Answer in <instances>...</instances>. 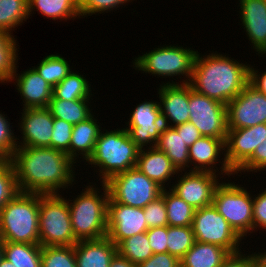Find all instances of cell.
Returning a JSON list of instances; mask_svg holds the SVG:
<instances>
[{"instance_id":"1","label":"cell","mask_w":266,"mask_h":267,"mask_svg":"<svg viewBox=\"0 0 266 267\" xmlns=\"http://www.w3.org/2000/svg\"><path fill=\"white\" fill-rule=\"evenodd\" d=\"M10 161L19 192L60 194V190H69L76 184V163L56 149L17 147Z\"/></svg>"},{"instance_id":"2","label":"cell","mask_w":266,"mask_h":267,"mask_svg":"<svg viewBox=\"0 0 266 267\" xmlns=\"http://www.w3.org/2000/svg\"><path fill=\"white\" fill-rule=\"evenodd\" d=\"M212 52L196 53L189 84L198 93L227 105L249 83L250 65L224 53Z\"/></svg>"},{"instance_id":"3","label":"cell","mask_w":266,"mask_h":267,"mask_svg":"<svg viewBox=\"0 0 266 267\" xmlns=\"http://www.w3.org/2000/svg\"><path fill=\"white\" fill-rule=\"evenodd\" d=\"M139 151L125 128H103L86 165L96 168L100 183H105L115 174L135 168Z\"/></svg>"},{"instance_id":"4","label":"cell","mask_w":266,"mask_h":267,"mask_svg":"<svg viewBox=\"0 0 266 267\" xmlns=\"http://www.w3.org/2000/svg\"><path fill=\"white\" fill-rule=\"evenodd\" d=\"M99 184L102 186L103 192L95 183L92 185L89 183L76 198L67 199L72 231L78 241L100 239L107 236V213L110 196L107 185L105 183Z\"/></svg>"},{"instance_id":"5","label":"cell","mask_w":266,"mask_h":267,"mask_svg":"<svg viewBox=\"0 0 266 267\" xmlns=\"http://www.w3.org/2000/svg\"><path fill=\"white\" fill-rule=\"evenodd\" d=\"M0 239L40 244L39 193L18 192L1 208Z\"/></svg>"},{"instance_id":"6","label":"cell","mask_w":266,"mask_h":267,"mask_svg":"<svg viewBox=\"0 0 266 267\" xmlns=\"http://www.w3.org/2000/svg\"><path fill=\"white\" fill-rule=\"evenodd\" d=\"M198 50L194 48H187L184 46L161 45L148 53H142L135 57L133 62V68L141 73L150 74L152 76H161V78H171L178 76L180 84L189 83L192 77V71L194 66L195 56ZM185 76V77H181ZM186 78V79H185Z\"/></svg>"},{"instance_id":"7","label":"cell","mask_w":266,"mask_h":267,"mask_svg":"<svg viewBox=\"0 0 266 267\" xmlns=\"http://www.w3.org/2000/svg\"><path fill=\"white\" fill-rule=\"evenodd\" d=\"M39 239L41 246H73L78 242L69 204L62 194L39 193Z\"/></svg>"},{"instance_id":"8","label":"cell","mask_w":266,"mask_h":267,"mask_svg":"<svg viewBox=\"0 0 266 267\" xmlns=\"http://www.w3.org/2000/svg\"><path fill=\"white\" fill-rule=\"evenodd\" d=\"M238 184L239 181L237 184L222 181L215 189L213 205L244 240L253 234L254 194Z\"/></svg>"},{"instance_id":"9","label":"cell","mask_w":266,"mask_h":267,"mask_svg":"<svg viewBox=\"0 0 266 267\" xmlns=\"http://www.w3.org/2000/svg\"><path fill=\"white\" fill-rule=\"evenodd\" d=\"M105 184L109 196L117 203L144 208L161 195L163 188L136 167L115 174Z\"/></svg>"},{"instance_id":"10","label":"cell","mask_w":266,"mask_h":267,"mask_svg":"<svg viewBox=\"0 0 266 267\" xmlns=\"http://www.w3.org/2000/svg\"><path fill=\"white\" fill-rule=\"evenodd\" d=\"M192 229L197 242L214 244L230 253L241 251L245 243L213 204L195 210Z\"/></svg>"},{"instance_id":"11","label":"cell","mask_w":266,"mask_h":267,"mask_svg":"<svg viewBox=\"0 0 266 267\" xmlns=\"http://www.w3.org/2000/svg\"><path fill=\"white\" fill-rule=\"evenodd\" d=\"M189 110V121L202 136L226 139L228 131L226 105L198 93L189 84Z\"/></svg>"},{"instance_id":"12","label":"cell","mask_w":266,"mask_h":267,"mask_svg":"<svg viewBox=\"0 0 266 267\" xmlns=\"http://www.w3.org/2000/svg\"><path fill=\"white\" fill-rule=\"evenodd\" d=\"M158 102L145 99L135 106L129 121L125 122L128 126L125 129L140 149L155 147L165 126Z\"/></svg>"},{"instance_id":"13","label":"cell","mask_w":266,"mask_h":267,"mask_svg":"<svg viewBox=\"0 0 266 267\" xmlns=\"http://www.w3.org/2000/svg\"><path fill=\"white\" fill-rule=\"evenodd\" d=\"M176 178L169 189L193 208L200 209L213 204L214 192L222 177L206 171H179Z\"/></svg>"},{"instance_id":"14","label":"cell","mask_w":266,"mask_h":267,"mask_svg":"<svg viewBox=\"0 0 266 267\" xmlns=\"http://www.w3.org/2000/svg\"><path fill=\"white\" fill-rule=\"evenodd\" d=\"M226 108L228 129L248 128L266 123V95L250 83Z\"/></svg>"},{"instance_id":"15","label":"cell","mask_w":266,"mask_h":267,"mask_svg":"<svg viewBox=\"0 0 266 267\" xmlns=\"http://www.w3.org/2000/svg\"><path fill=\"white\" fill-rule=\"evenodd\" d=\"M147 222L144 209L108 201L107 237L117 246L121 241L133 235L146 232Z\"/></svg>"},{"instance_id":"16","label":"cell","mask_w":266,"mask_h":267,"mask_svg":"<svg viewBox=\"0 0 266 267\" xmlns=\"http://www.w3.org/2000/svg\"><path fill=\"white\" fill-rule=\"evenodd\" d=\"M225 140L226 139L204 136L196 140L189 147L191 168H189L188 171H206L215 174L218 172L219 176L222 177V180L226 175L228 176V179L230 176L234 178L235 173L230 169L225 158ZM216 165H219V169Z\"/></svg>"},{"instance_id":"17","label":"cell","mask_w":266,"mask_h":267,"mask_svg":"<svg viewBox=\"0 0 266 267\" xmlns=\"http://www.w3.org/2000/svg\"><path fill=\"white\" fill-rule=\"evenodd\" d=\"M18 130L19 139L16 137L18 147H50L53 134L54 118L46 108L22 109ZM21 140V141H20Z\"/></svg>"},{"instance_id":"18","label":"cell","mask_w":266,"mask_h":267,"mask_svg":"<svg viewBox=\"0 0 266 267\" xmlns=\"http://www.w3.org/2000/svg\"><path fill=\"white\" fill-rule=\"evenodd\" d=\"M265 137L266 123L248 128L228 129L225 158L234 173L252 156Z\"/></svg>"},{"instance_id":"19","label":"cell","mask_w":266,"mask_h":267,"mask_svg":"<svg viewBox=\"0 0 266 267\" xmlns=\"http://www.w3.org/2000/svg\"><path fill=\"white\" fill-rule=\"evenodd\" d=\"M161 83L157 93L164 124L175 127L188 122L190 119L189 83L179 84L173 80Z\"/></svg>"},{"instance_id":"20","label":"cell","mask_w":266,"mask_h":267,"mask_svg":"<svg viewBox=\"0 0 266 267\" xmlns=\"http://www.w3.org/2000/svg\"><path fill=\"white\" fill-rule=\"evenodd\" d=\"M239 17L252 50L266 56V1L239 0ZM261 54V55H260Z\"/></svg>"},{"instance_id":"21","label":"cell","mask_w":266,"mask_h":267,"mask_svg":"<svg viewBox=\"0 0 266 267\" xmlns=\"http://www.w3.org/2000/svg\"><path fill=\"white\" fill-rule=\"evenodd\" d=\"M15 81L23 109L46 108L53 97L51 87L32 67L18 74L17 69L10 82ZM17 83V84H16Z\"/></svg>"},{"instance_id":"22","label":"cell","mask_w":266,"mask_h":267,"mask_svg":"<svg viewBox=\"0 0 266 267\" xmlns=\"http://www.w3.org/2000/svg\"><path fill=\"white\" fill-rule=\"evenodd\" d=\"M136 168L163 189H169L172 177L179 173L167 155L156 146L140 149Z\"/></svg>"},{"instance_id":"23","label":"cell","mask_w":266,"mask_h":267,"mask_svg":"<svg viewBox=\"0 0 266 267\" xmlns=\"http://www.w3.org/2000/svg\"><path fill=\"white\" fill-rule=\"evenodd\" d=\"M77 267H110L117 246L106 236L100 239L79 240L74 245Z\"/></svg>"},{"instance_id":"24","label":"cell","mask_w":266,"mask_h":267,"mask_svg":"<svg viewBox=\"0 0 266 267\" xmlns=\"http://www.w3.org/2000/svg\"><path fill=\"white\" fill-rule=\"evenodd\" d=\"M99 123V120L92 114L86 120L73 125L72 138L69 145V157L76 165L77 162L79 163V158H82L81 161H83L85 165L86 161L92 155L101 129H103Z\"/></svg>"},{"instance_id":"25","label":"cell","mask_w":266,"mask_h":267,"mask_svg":"<svg viewBox=\"0 0 266 267\" xmlns=\"http://www.w3.org/2000/svg\"><path fill=\"white\" fill-rule=\"evenodd\" d=\"M156 147L167 155L178 171H188L190 167L189 147L174 127L164 126Z\"/></svg>"},{"instance_id":"26","label":"cell","mask_w":266,"mask_h":267,"mask_svg":"<svg viewBox=\"0 0 266 267\" xmlns=\"http://www.w3.org/2000/svg\"><path fill=\"white\" fill-rule=\"evenodd\" d=\"M230 252L210 243L195 242L180 260L181 267H220Z\"/></svg>"},{"instance_id":"27","label":"cell","mask_w":266,"mask_h":267,"mask_svg":"<svg viewBox=\"0 0 266 267\" xmlns=\"http://www.w3.org/2000/svg\"><path fill=\"white\" fill-rule=\"evenodd\" d=\"M28 4L29 17L35 13L34 11H39L38 13H41L42 17L54 21L81 18L78 0H28Z\"/></svg>"},{"instance_id":"28","label":"cell","mask_w":266,"mask_h":267,"mask_svg":"<svg viewBox=\"0 0 266 267\" xmlns=\"http://www.w3.org/2000/svg\"><path fill=\"white\" fill-rule=\"evenodd\" d=\"M90 103L91 100L67 101L56 99L53 96L47 108L50 110L53 118L62 119L72 125H76L94 113L93 109H90L92 106Z\"/></svg>"},{"instance_id":"29","label":"cell","mask_w":266,"mask_h":267,"mask_svg":"<svg viewBox=\"0 0 266 267\" xmlns=\"http://www.w3.org/2000/svg\"><path fill=\"white\" fill-rule=\"evenodd\" d=\"M71 71L61 82L53 88V96L61 100H93L91 84L86 75ZM92 96V97H91Z\"/></svg>"},{"instance_id":"30","label":"cell","mask_w":266,"mask_h":267,"mask_svg":"<svg viewBox=\"0 0 266 267\" xmlns=\"http://www.w3.org/2000/svg\"><path fill=\"white\" fill-rule=\"evenodd\" d=\"M3 255L15 267H41V245L3 241Z\"/></svg>"},{"instance_id":"31","label":"cell","mask_w":266,"mask_h":267,"mask_svg":"<svg viewBox=\"0 0 266 267\" xmlns=\"http://www.w3.org/2000/svg\"><path fill=\"white\" fill-rule=\"evenodd\" d=\"M16 41L13 33L0 29V84L9 83L18 69L20 48Z\"/></svg>"},{"instance_id":"32","label":"cell","mask_w":266,"mask_h":267,"mask_svg":"<svg viewBox=\"0 0 266 267\" xmlns=\"http://www.w3.org/2000/svg\"><path fill=\"white\" fill-rule=\"evenodd\" d=\"M29 18L28 0H0V29L12 33Z\"/></svg>"},{"instance_id":"33","label":"cell","mask_w":266,"mask_h":267,"mask_svg":"<svg viewBox=\"0 0 266 267\" xmlns=\"http://www.w3.org/2000/svg\"><path fill=\"white\" fill-rule=\"evenodd\" d=\"M168 226H192L195 208L168 188L164 189Z\"/></svg>"},{"instance_id":"34","label":"cell","mask_w":266,"mask_h":267,"mask_svg":"<svg viewBox=\"0 0 266 267\" xmlns=\"http://www.w3.org/2000/svg\"><path fill=\"white\" fill-rule=\"evenodd\" d=\"M117 253L134 265L145 262L153 255L147 232L133 235L117 245Z\"/></svg>"},{"instance_id":"35","label":"cell","mask_w":266,"mask_h":267,"mask_svg":"<svg viewBox=\"0 0 266 267\" xmlns=\"http://www.w3.org/2000/svg\"><path fill=\"white\" fill-rule=\"evenodd\" d=\"M69 62L61 54H50L45 56L41 62L33 68L51 86L55 87L72 70Z\"/></svg>"},{"instance_id":"36","label":"cell","mask_w":266,"mask_h":267,"mask_svg":"<svg viewBox=\"0 0 266 267\" xmlns=\"http://www.w3.org/2000/svg\"><path fill=\"white\" fill-rule=\"evenodd\" d=\"M195 242L192 226H167V252L179 260Z\"/></svg>"},{"instance_id":"37","label":"cell","mask_w":266,"mask_h":267,"mask_svg":"<svg viewBox=\"0 0 266 267\" xmlns=\"http://www.w3.org/2000/svg\"><path fill=\"white\" fill-rule=\"evenodd\" d=\"M41 267H77L73 246H41Z\"/></svg>"},{"instance_id":"38","label":"cell","mask_w":266,"mask_h":267,"mask_svg":"<svg viewBox=\"0 0 266 267\" xmlns=\"http://www.w3.org/2000/svg\"><path fill=\"white\" fill-rule=\"evenodd\" d=\"M15 170L10 160L0 162V210L17 193Z\"/></svg>"},{"instance_id":"39","label":"cell","mask_w":266,"mask_h":267,"mask_svg":"<svg viewBox=\"0 0 266 267\" xmlns=\"http://www.w3.org/2000/svg\"><path fill=\"white\" fill-rule=\"evenodd\" d=\"M134 0H78L79 14L81 18H87L88 16L98 15L105 12L120 8L126 3L132 2ZM98 13V14H97ZM84 16V17H83Z\"/></svg>"},{"instance_id":"40","label":"cell","mask_w":266,"mask_h":267,"mask_svg":"<svg viewBox=\"0 0 266 267\" xmlns=\"http://www.w3.org/2000/svg\"><path fill=\"white\" fill-rule=\"evenodd\" d=\"M143 209L148 229L168 226L167 211L164 202V189L160 196L148 203Z\"/></svg>"},{"instance_id":"41","label":"cell","mask_w":266,"mask_h":267,"mask_svg":"<svg viewBox=\"0 0 266 267\" xmlns=\"http://www.w3.org/2000/svg\"><path fill=\"white\" fill-rule=\"evenodd\" d=\"M9 118L5 116L4 112L0 111V158L2 160H10L15 149L18 147L14 130V126L10 125Z\"/></svg>"},{"instance_id":"42","label":"cell","mask_w":266,"mask_h":267,"mask_svg":"<svg viewBox=\"0 0 266 267\" xmlns=\"http://www.w3.org/2000/svg\"><path fill=\"white\" fill-rule=\"evenodd\" d=\"M72 129V124L62 119L54 118L51 148L64 152L69 156V145L72 138Z\"/></svg>"},{"instance_id":"43","label":"cell","mask_w":266,"mask_h":267,"mask_svg":"<svg viewBox=\"0 0 266 267\" xmlns=\"http://www.w3.org/2000/svg\"><path fill=\"white\" fill-rule=\"evenodd\" d=\"M266 171V137L262 144H259L252 156L235 172L237 174H246L245 172L257 173Z\"/></svg>"},{"instance_id":"44","label":"cell","mask_w":266,"mask_h":267,"mask_svg":"<svg viewBox=\"0 0 266 267\" xmlns=\"http://www.w3.org/2000/svg\"><path fill=\"white\" fill-rule=\"evenodd\" d=\"M253 196V233L266 231V188Z\"/></svg>"},{"instance_id":"45","label":"cell","mask_w":266,"mask_h":267,"mask_svg":"<svg viewBox=\"0 0 266 267\" xmlns=\"http://www.w3.org/2000/svg\"><path fill=\"white\" fill-rule=\"evenodd\" d=\"M259 255L256 252L246 254L239 251L237 253H230L228 257L222 262L220 267H258Z\"/></svg>"},{"instance_id":"46","label":"cell","mask_w":266,"mask_h":267,"mask_svg":"<svg viewBox=\"0 0 266 267\" xmlns=\"http://www.w3.org/2000/svg\"><path fill=\"white\" fill-rule=\"evenodd\" d=\"M153 254L167 252V226L150 228L147 231Z\"/></svg>"},{"instance_id":"47","label":"cell","mask_w":266,"mask_h":267,"mask_svg":"<svg viewBox=\"0 0 266 267\" xmlns=\"http://www.w3.org/2000/svg\"><path fill=\"white\" fill-rule=\"evenodd\" d=\"M137 267H181V263L177 257L166 252L153 254Z\"/></svg>"},{"instance_id":"48","label":"cell","mask_w":266,"mask_h":267,"mask_svg":"<svg viewBox=\"0 0 266 267\" xmlns=\"http://www.w3.org/2000/svg\"><path fill=\"white\" fill-rule=\"evenodd\" d=\"M174 128L176 129L178 135H181L184 143L188 147H190L196 140L202 137L199 130L190 121L175 126Z\"/></svg>"},{"instance_id":"49","label":"cell","mask_w":266,"mask_h":267,"mask_svg":"<svg viewBox=\"0 0 266 267\" xmlns=\"http://www.w3.org/2000/svg\"><path fill=\"white\" fill-rule=\"evenodd\" d=\"M250 64V79L249 83L259 92L266 95V68L265 71L259 72V69Z\"/></svg>"},{"instance_id":"50","label":"cell","mask_w":266,"mask_h":267,"mask_svg":"<svg viewBox=\"0 0 266 267\" xmlns=\"http://www.w3.org/2000/svg\"><path fill=\"white\" fill-rule=\"evenodd\" d=\"M110 267H137V265H134L128 259L123 258L121 255L116 253L111 259Z\"/></svg>"},{"instance_id":"51","label":"cell","mask_w":266,"mask_h":267,"mask_svg":"<svg viewBox=\"0 0 266 267\" xmlns=\"http://www.w3.org/2000/svg\"><path fill=\"white\" fill-rule=\"evenodd\" d=\"M259 255V265L261 267H266V251L264 252H258Z\"/></svg>"},{"instance_id":"52","label":"cell","mask_w":266,"mask_h":267,"mask_svg":"<svg viewBox=\"0 0 266 267\" xmlns=\"http://www.w3.org/2000/svg\"><path fill=\"white\" fill-rule=\"evenodd\" d=\"M0 267H15L9 260L3 257Z\"/></svg>"},{"instance_id":"53","label":"cell","mask_w":266,"mask_h":267,"mask_svg":"<svg viewBox=\"0 0 266 267\" xmlns=\"http://www.w3.org/2000/svg\"><path fill=\"white\" fill-rule=\"evenodd\" d=\"M3 257H4V255H3V240L0 239V264H1Z\"/></svg>"}]
</instances>
